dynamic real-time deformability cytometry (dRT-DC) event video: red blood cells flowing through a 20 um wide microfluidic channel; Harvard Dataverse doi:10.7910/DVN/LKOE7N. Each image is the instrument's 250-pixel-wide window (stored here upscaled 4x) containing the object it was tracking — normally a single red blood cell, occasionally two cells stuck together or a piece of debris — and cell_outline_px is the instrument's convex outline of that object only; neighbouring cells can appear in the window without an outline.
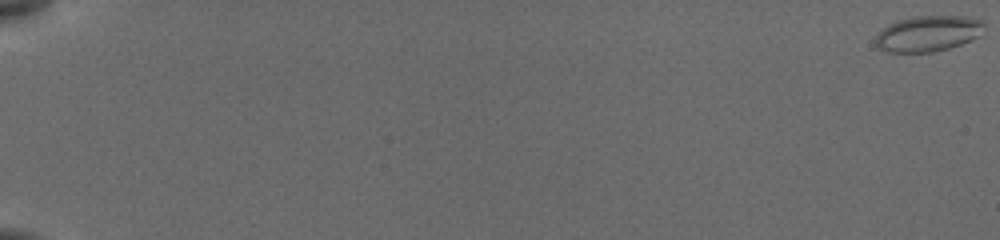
{"species": "common noctule bat (a hibernating species)", "species_latin": "Nyctalus noctula", "temperature_condition": "cold", "stored_images_in_passage": 30, "camera_frame_rate_fps": 3000, "um_per_image_px": 0.085, "animal": {"sex": "female", "body_mass_g": 19.5, "forearm_length_mm": 54.1}, "frame": {"image": 1, "passage_image": 1, "time_ms": 0.0, "image_size_px": [1000, 240], "cell_outline_px": [[984, 24], [980, 36], [972, 40], [948, 48], [932, 52], [888, 52], [872, 44], [876, 36], [888, 24], [896, 20], [912, 16], [964, 16], [984, 20]], "centroid_in_image_um": [78.87, 2.84], "position_along_channel_um": 6.1, "area_um2": 22.83}}
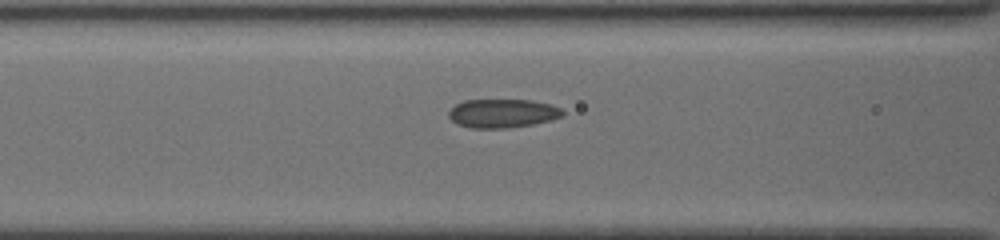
{"frame": {"image": 2, "passage_image": 20, "time_ms": 8.667, "image_size_px": [1000, 240], "cell_outline_px": [[564, 112], [560, 116], [552, 120], [532, 124], [508, 128], [472, 128], [456, 124], [448, 116], [448, 112], [456, 104], [464, 100], [532, 100], [552, 104], [560, 108]], "centroid_in_image_um": [42.7, 9.63], "position_along_channel_um": 123.9, "area_um2": 19.07}}
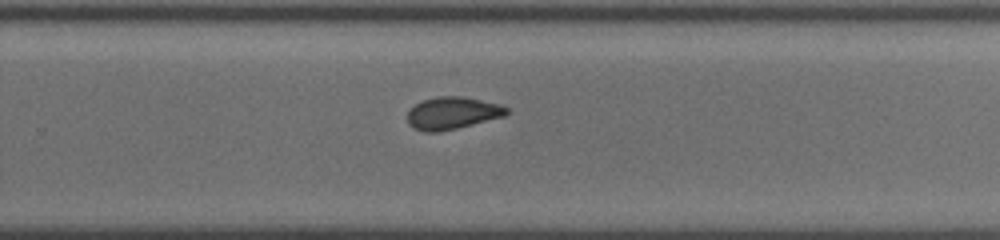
{"frame": {"image": 3, "passage_image": 30, "time_ms": 13.0, "image_size_px": [1000, 240], "cell_outline_px": [[512, 112], [504, 116], [456, 128], [436, 132], [424, 132], [412, 128], [408, 124], [408, 108], [424, 100], [440, 96], [460, 96], [500, 104], [508, 108]], "centroid_in_image_um": [38.44, 9.61], "position_along_channel_um": 291.4, "area_um2": 18.61}}